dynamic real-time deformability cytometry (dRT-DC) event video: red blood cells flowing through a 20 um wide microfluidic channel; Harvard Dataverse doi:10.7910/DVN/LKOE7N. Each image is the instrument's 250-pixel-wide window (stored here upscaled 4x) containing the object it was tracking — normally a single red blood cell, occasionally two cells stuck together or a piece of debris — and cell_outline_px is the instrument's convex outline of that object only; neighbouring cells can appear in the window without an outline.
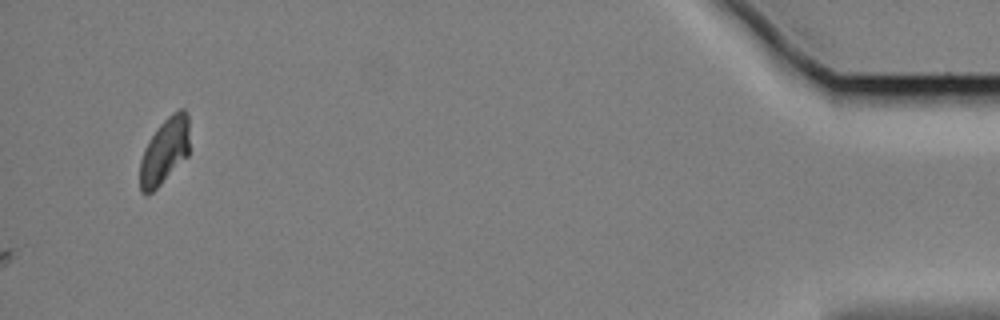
{"species": "Egyptian fruit bat (a non-hibernating species)", "species_latin": "Rousettus aegyptiacus", "temperature_condition": "cold", "stored_images_in_passage": 52, "camera_frame_rate_fps": 3000, "um_per_image_px": 0.085, "animal": {"sex": "female"}, "frame": {"image": 1, "passage_image": 52, "time_ms": 17.0, "image_size_px": [1000, 320], "cell_outline_px": [[188, 156], [152, 192], [144, 196], [140, 192], [140, 160], [144, 148], [160, 124], [172, 112], [180, 108], [184, 108], [188, 112]], "centroid_in_image_um": [13.98, 12.83], "position_along_channel_um": 421.2, "area_um2": 19.02}}